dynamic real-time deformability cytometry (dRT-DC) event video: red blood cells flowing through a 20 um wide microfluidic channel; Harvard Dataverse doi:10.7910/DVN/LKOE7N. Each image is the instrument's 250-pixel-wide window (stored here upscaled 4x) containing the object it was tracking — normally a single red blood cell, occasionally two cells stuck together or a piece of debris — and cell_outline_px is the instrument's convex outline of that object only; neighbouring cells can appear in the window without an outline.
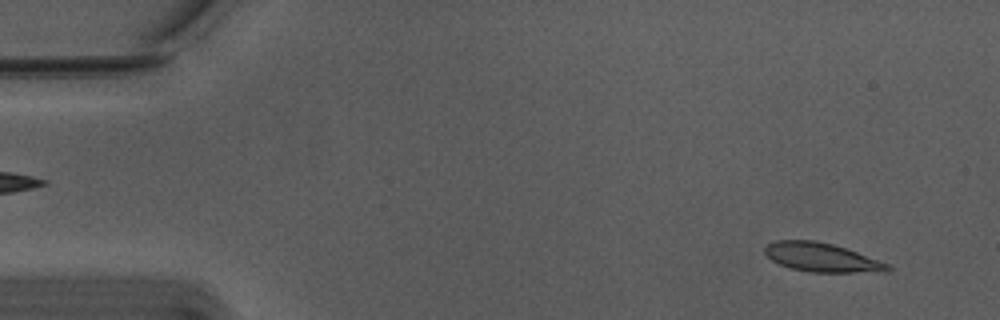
{"species": "Egyptian fruit bat (a non-hibernating species)", "species_latin": "Rousettus aegyptiacus", "temperature_condition": "warm", "stored_images_in_passage": 46, "camera_frame_rate_fps": 3000, "um_per_image_px": 0.085, "animal": {"sex": "male"}, "frame": {"image": 1, "passage_image": 4, "time_ms": 1.0, "image_size_px": [1000, 320], "cell_outline_px": [[892, 268], [888, 272], [812, 272], [792, 268], [780, 264], [772, 260], [764, 252], [764, 248], [768, 244], [776, 240], [816, 240], [832, 244], [856, 252], [888, 264]], "centroid_in_image_um": [69.83, 21.88], "position_along_channel_um": 15.2, "area_um2": 20.4}}
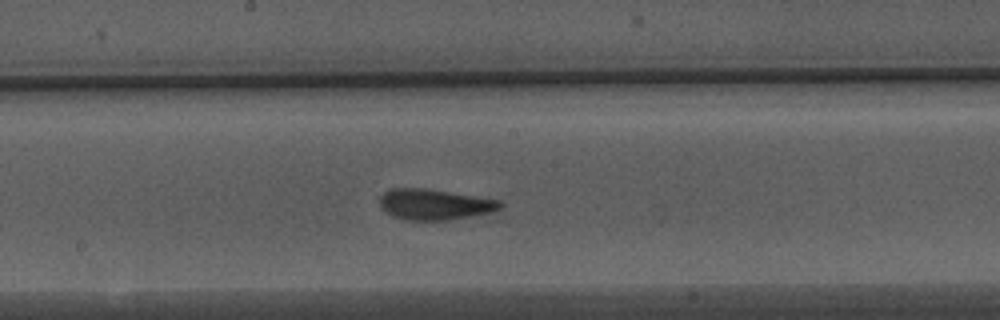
{"frame": {"image": 2, "passage_image": 29, "time_ms": 9.333, "image_size_px": [1000, 320], "cell_outline_px": [[504, 204], [500, 208], [492, 212], [448, 220], [404, 220], [392, 216], [380, 208], [380, 196], [384, 192], [392, 188], [424, 188], [500, 200]], "centroid_in_image_um": [36.91, 17.38], "position_along_channel_um": 211.3, "area_um2": 21.56}}
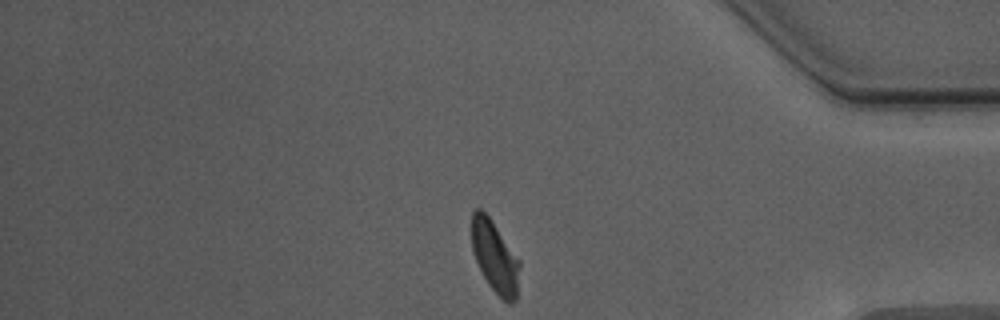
{"frame": {"image": 3, "passage_image": 46, "time_ms": 15.0, "image_size_px": [1000, 320], "cell_outline_px": [[520, 264], [516, 300], [512, 304], [508, 304], [488, 284], [476, 260], [472, 248], [472, 212], [476, 208], [480, 208], [488, 216], [520, 260]], "centroid_in_image_um": [42.08, 21.84], "position_along_channel_um": 393.1, "area_um2": 19.71}, "authors_computed_cell_mechanics": {"area_um2": 21.1259, "velocity_mm_per_s": 3.7222, "shape_relaxation_time_tau1_ms": 4.0175, "shape_relaxation_time_tau2_ms": 1.2393, "deformation_change_tau1": 0.1619, "deformation_change_tau2": 0.0778}}